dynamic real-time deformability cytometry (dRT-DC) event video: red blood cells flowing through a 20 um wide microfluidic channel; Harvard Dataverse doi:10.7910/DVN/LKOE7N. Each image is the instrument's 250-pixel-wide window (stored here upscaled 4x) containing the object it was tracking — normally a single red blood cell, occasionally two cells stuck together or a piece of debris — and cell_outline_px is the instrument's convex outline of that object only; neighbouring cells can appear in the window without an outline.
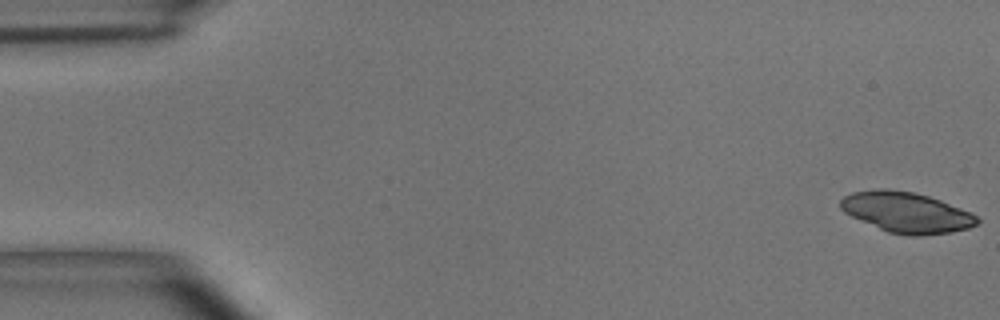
{"species": "common noctule bat (a hibernating species)", "species_latin": "Nyctalus noctula", "temperature_condition": "room temperature", "stored_images_in_passage": 53, "camera_frame_rate_fps": 3000, "um_per_image_px": 0.085, "animal": {"sex": "male", "body_mass_g": 15.6}, "frame": {"image": 1, "passage_image": 1, "time_ms": 0.0, "image_size_px": [1000, 320], "cell_outline_px": [[980, 220], [976, 224], [968, 228], [952, 232], [920, 236], [908, 236], [888, 232], [852, 216], [844, 212], [840, 208], [840, 200], [844, 196], [852, 192], [876, 188], [888, 188], [912, 192], [928, 196], [940, 200], [972, 212]], "centroid_in_image_um": [77.05, 18.04], "position_along_channel_um": 8.0, "area_um2": 32.31}}